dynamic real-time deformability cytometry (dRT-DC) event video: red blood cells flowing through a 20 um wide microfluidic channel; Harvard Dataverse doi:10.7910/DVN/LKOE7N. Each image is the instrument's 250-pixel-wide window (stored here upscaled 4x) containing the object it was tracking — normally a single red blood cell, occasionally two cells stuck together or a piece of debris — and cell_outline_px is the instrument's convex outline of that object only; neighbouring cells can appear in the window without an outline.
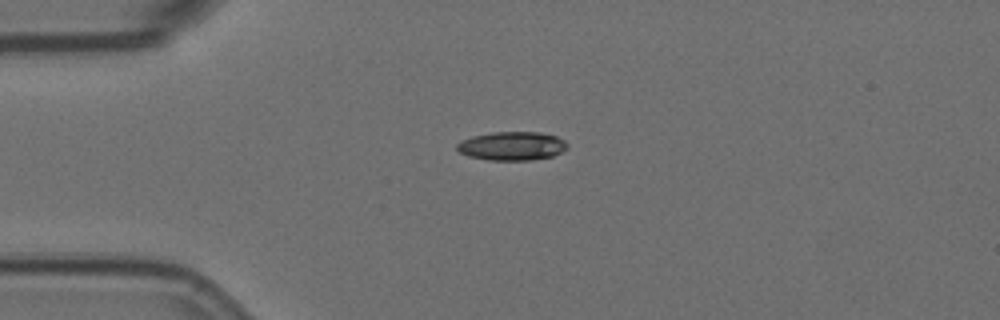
{"species": "Egyptian fruit bat (a non-hibernating species)", "species_latin": "Rousettus aegyptiacus", "temperature_condition": "room temperature", "stored_images_in_passage": 7, "camera_frame_rate_fps": 3000, "um_per_image_px": 0.085, "animal": {"sex": "female"}, "frame": {"image": 1, "passage_image": 1, "time_ms": 0.0, "image_size_px": [1000, 320], "cell_outline_px": [[568, 148], [552, 156], [532, 160], [488, 160], [468, 156], [460, 152], [456, 148], [456, 144], [460, 140], [472, 136], [492, 132], [540, 132], [556, 136], [564, 140], [568, 144]], "centroid_in_image_um": [43.5, 12.4], "position_along_channel_um": 41.5, "area_um2": 18.55}}
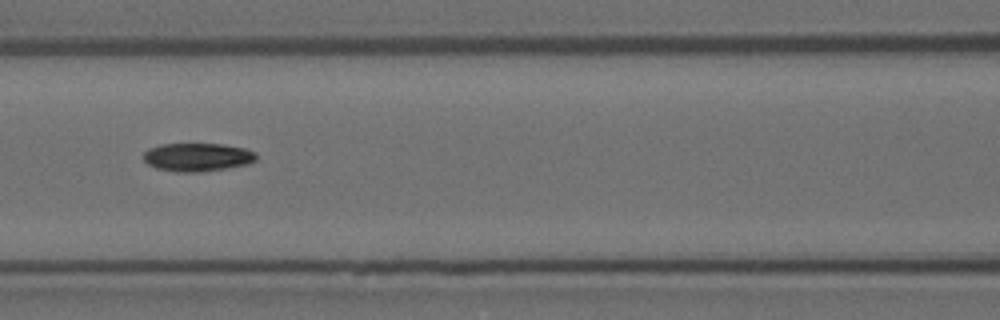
{"frame": {"image": 2, "passage_image": 4, "time_ms": 1.0, "image_size_px": [1000, 320], "cell_outline_px": [[256, 160], [248, 164], [200, 172], [176, 172], [156, 168], [148, 164], [144, 160], [144, 152], [148, 148], [160, 144], [224, 144], [244, 148], [256, 152]], "centroid_in_image_um": [16.77, 13.35], "position_along_channel_um": 149.8, "area_um2": 18.61}}
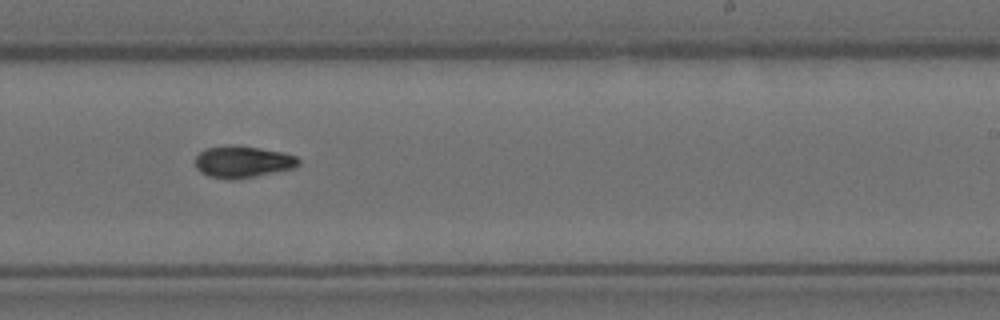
{"frame": {"image": 3, "passage_image": 7, "time_ms": 2.0, "image_size_px": [1000, 320], "cell_outline_px": [[300, 164], [292, 168], [256, 176], [228, 180], [208, 176], [200, 172], [196, 168], [196, 156], [204, 148], [228, 144], [232, 144], [260, 148], [284, 152], [296, 156], [300, 160]], "centroid_in_image_um": [20.6, 13.74], "position_along_channel_um": 268.4, "area_um2": 19.31}}